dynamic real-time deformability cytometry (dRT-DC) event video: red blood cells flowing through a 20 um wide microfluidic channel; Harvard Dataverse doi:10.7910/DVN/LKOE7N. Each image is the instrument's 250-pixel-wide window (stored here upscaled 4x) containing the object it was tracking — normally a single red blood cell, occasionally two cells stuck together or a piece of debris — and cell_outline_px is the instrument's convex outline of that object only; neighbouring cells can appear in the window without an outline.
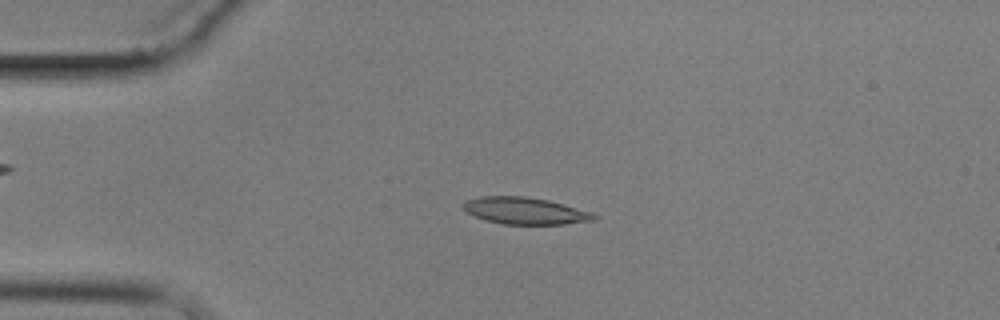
{"species": "common noctule bat (a hibernating species)", "species_latin": "Nyctalus noctula", "temperature_condition": "cold", "stored_images_in_passage": 3, "camera_frame_rate_fps": 3000, "um_per_image_px": 0.085, "animal": {"sex": "male", "body_mass_g": 17.9}, "frame": {"image": 1, "passage_image": 3, "time_ms": 2.667, "image_size_px": [1000, 320], "cell_outline_px": [[600, 216], [596, 220], [564, 224], [504, 224], [488, 220], [476, 216], [468, 212], [464, 208], [464, 200], [480, 196], [524, 196], [548, 200], [592, 212]], "centroid_in_image_um": [44.68, 17.91], "position_along_channel_um": 40.3, "area_um2": 20.35}}